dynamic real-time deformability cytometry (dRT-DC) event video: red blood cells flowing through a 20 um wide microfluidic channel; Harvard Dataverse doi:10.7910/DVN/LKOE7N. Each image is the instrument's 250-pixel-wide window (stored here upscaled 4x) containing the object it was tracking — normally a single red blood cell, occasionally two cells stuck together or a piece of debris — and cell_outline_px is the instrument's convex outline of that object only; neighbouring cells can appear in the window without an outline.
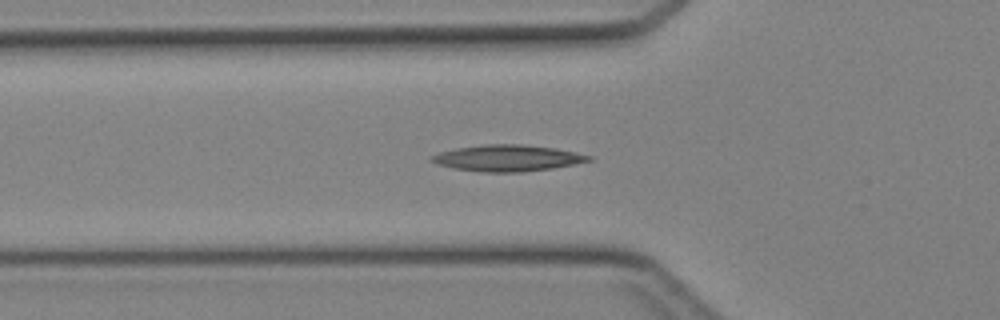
{"species": "Egyptian fruit bat (a non-hibernating species)", "species_latin": "Rousettus aegyptiacus", "temperature_condition": "cold", "stored_images_in_passage": 34, "camera_frame_rate_fps": 3000, "um_per_image_px": 0.085, "animal": {"sex": "female"}, "frame": {"image": 1, "passage_image": 9, "time_ms": 2.667, "image_size_px": [1000, 320], "cell_outline_px": [[592, 160], [552, 168], [520, 172], [480, 172], [456, 168], [440, 164], [428, 160], [432, 156], [440, 152], [456, 148], [484, 144], [520, 144], [556, 148], [576, 152], [592, 156]], "centroid_in_image_um": [43.15, 13.43], "position_along_channel_um": 82.6, "area_um2": 23.87}}
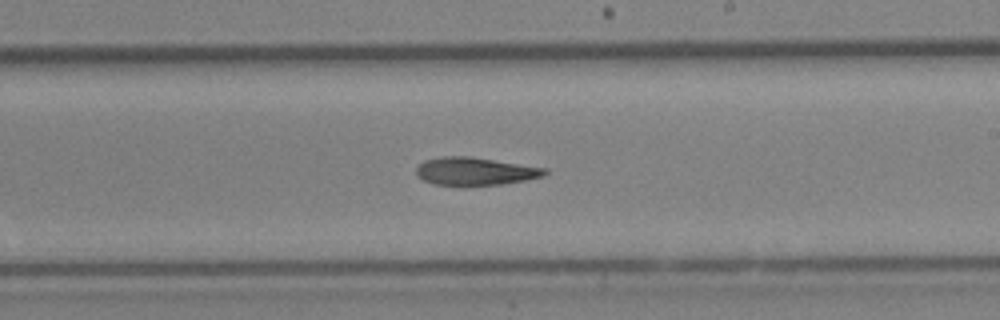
{"frame": {"image": 2, "passage_image": 20, "time_ms": 6.333, "image_size_px": [1000, 320], "cell_outline_px": [[548, 172], [540, 176], [524, 180], [500, 184], [436, 184], [424, 180], [416, 176], [416, 168], [424, 160], [440, 156], [472, 156], [548, 168]], "centroid_in_image_um": [40.37, 14.52], "position_along_channel_um": 248.6, "area_um2": 20.58}}
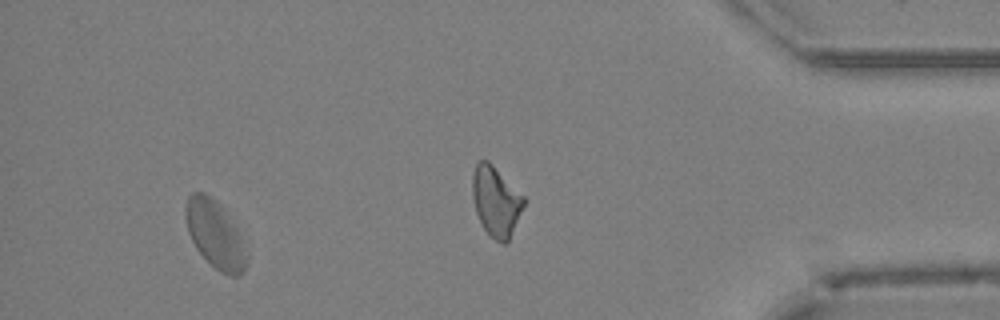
{"frame": {"image": 3, "passage_image": 31, "time_ms": 10.0, "image_size_px": [1000, 320], "cell_outline_px": [[248, 264], [244, 272], [240, 276], [228, 276], [220, 272], [196, 248], [188, 232], [184, 216], [184, 204], [188, 196], [192, 192], [204, 192], [216, 200], [240, 236], [248, 256]], "centroid_in_image_um": [18.26, 19.94], "position_along_channel_um": 416.9, "area_um2": 23.81}}